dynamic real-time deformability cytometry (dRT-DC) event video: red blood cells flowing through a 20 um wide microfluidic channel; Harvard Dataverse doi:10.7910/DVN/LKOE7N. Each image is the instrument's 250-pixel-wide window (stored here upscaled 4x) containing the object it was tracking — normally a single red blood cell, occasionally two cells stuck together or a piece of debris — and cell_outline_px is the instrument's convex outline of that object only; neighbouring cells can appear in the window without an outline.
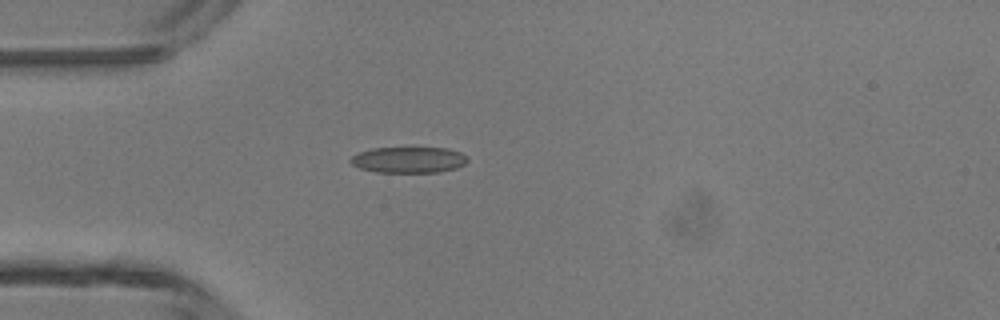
{"species": "common noctule bat (a hibernating species)", "species_latin": "Nyctalus noctula", "temperature_condition": "room temperature", "stored_images_in_passage": 35, "camera_frame_rate_fps": 3000, "um_per_image_px": 0.085, "animal": {"sex": "male", "body_mass_g": 13.3}, "frame": {"image": 1, "passage_image": 1, "time_ms": 0.0, "image_size_px": [1000, 320], "cell_outline_px": [[468, 160], [464, 164], [456, 168], [440, 172], [376, 172], [360, 168], [352, 164], [348, 160], [352, 156], [360, 152], [372, 148], [448, 148], [460, 152], [468, 156]], "centroid_in_image_um": [34.75, 13.58], "position_along_channel_um": 50.2, "area_um2": 17.74}}
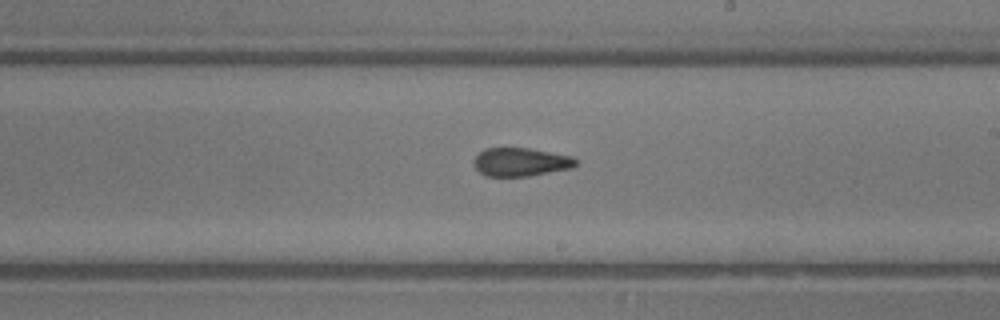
{"frame": {"image": 2, "passage_image": 15, "time_ms": 4.667, "image_size_px": [1000, 320], "cell_outline_px": [[576, 164], [572, 168], [528, 176], [484, 176], [472, 164], [472, 160], [484, 148], [528, 148], [572, 156], [576, 160]], "centroid_in_image_um": [44.22, 13.77], "position_along_channel_um": 244.8, "area_um2": 16.88}}
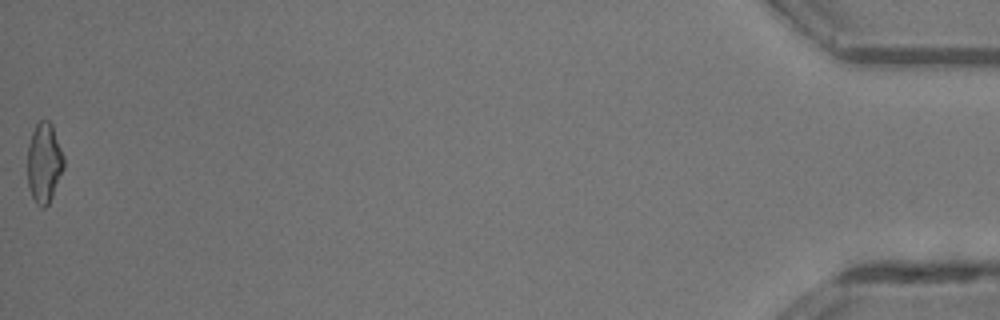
{"frame": {"image": 3, "passage_image": 35, "time_ms": 11.333, "image_size_px": [1000, 320], "cell_outline_px": [[64, 168], [52, 196], [48, 204], [44, 208], [40, 208], [36, 204], [32, 196], [28, 184], [28, 144], [32, 132], [36, 124], [40, 120], [48, 120], [52, 124], [64, 156]], "centroid_in_image_um": [3.76, 13.83], "position_along_channel_um": 431.4, "area_um2": 16.94}, "authors_computed_cell_mechanics": {"area_um2": 17.2244, "velocity_mm_per_s": 4.3757, "shape_relaxation_time_tau1_ms": null, "shape_relaxation_time_tau2_ms": 1.7165, "deformation_change_tau1": null, "deformation_change_tau2": 0.1013}}